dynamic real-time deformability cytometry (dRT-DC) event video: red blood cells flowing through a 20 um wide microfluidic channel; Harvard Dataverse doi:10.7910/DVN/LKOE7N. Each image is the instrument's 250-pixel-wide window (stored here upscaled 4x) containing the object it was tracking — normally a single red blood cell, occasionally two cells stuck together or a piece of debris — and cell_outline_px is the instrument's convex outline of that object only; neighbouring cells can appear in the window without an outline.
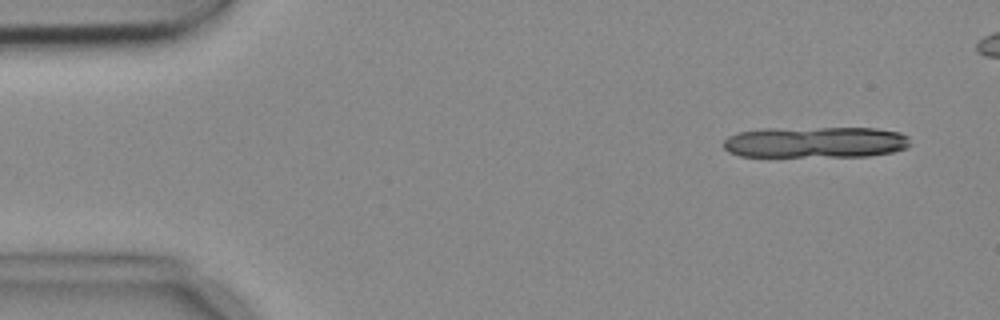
{"species": "common noctule bat (a hibernating species)", "species_latin": "Nyctalus noctula", "temperature_condition": "cold", "stored_images_in_passage": 8, "camera_frame_rate_fps": 3000, "um_per_image_px": 0.085, "animal": {"sex": "female", "body_mass_g": 18.4}, "frame": {"image": 1, "passage_image": 1, "time_ms": 0.0, "image_size_px": [1000, 320], "cell_outline_px": [[912, 144], [908, 148], [892, 152], [868, 156], [740, 156], [728, 152], [724, 148], [724, 140], [728, 136], [736, 132], [764, 128], [876, 128], [900, 132], [908, 136]], "centroid_in_image_um": [69.34, 12.08], "position_along_channel_um": 15.7, "area_um2": 34.28}}
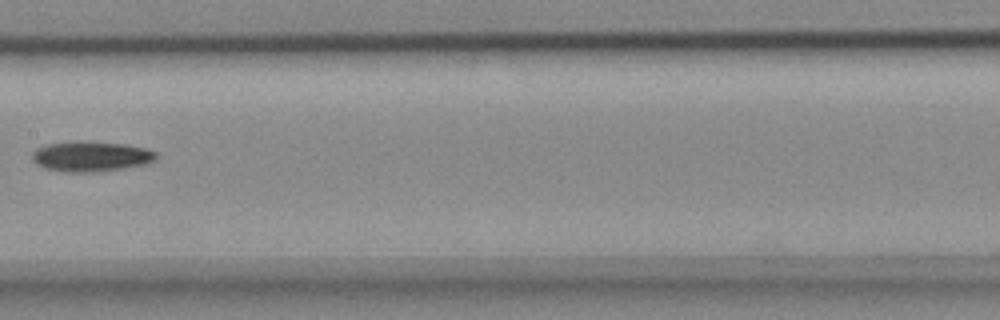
{"frame": {"image": 2, "passage_image": 7, "time_ms": 2.0, "image_size_px": [1000, 320], "cell_outline_px": [[156, 160], [148, 164], [96, 172], [64, 172], [48, 168], [32, 160], [32, 152], [36, 148], [44, 144], [72, 140], [80, 140], [124, 144], [148, 148], [156, 152]], "centroid_in_image_um": [7.74, 13.27], "position_along_channel_um": 199.7, "area_um2": 22.14}}
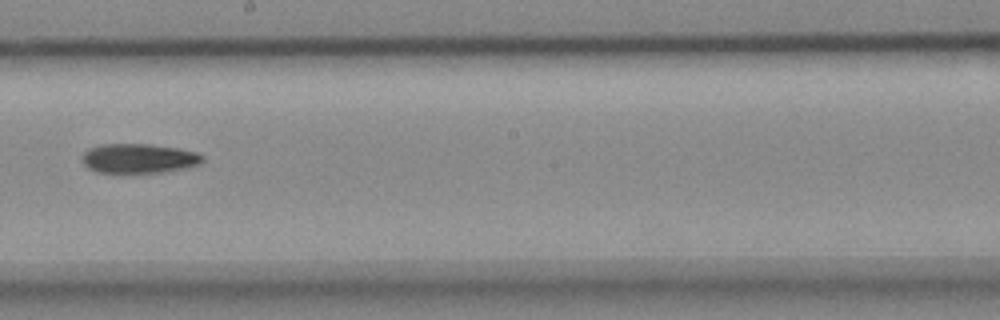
{"frame": {"image": 3, "passage_image": 8, "time_ms": 2.333, "image_size_px": [1000, 320], "cell_outline_px": [[204, 160], [200, 164], [160, 172], [96, 172], [88, 168], [80, 160], [80, 156], [88, 148], [100, 144], [148, 144], [180, 148], [196, 152], [204, 156]], "centroid_in_image_um": [11.75, 13.44], "position_along_channel_um": 236.5, "area_um2": 20.69}}